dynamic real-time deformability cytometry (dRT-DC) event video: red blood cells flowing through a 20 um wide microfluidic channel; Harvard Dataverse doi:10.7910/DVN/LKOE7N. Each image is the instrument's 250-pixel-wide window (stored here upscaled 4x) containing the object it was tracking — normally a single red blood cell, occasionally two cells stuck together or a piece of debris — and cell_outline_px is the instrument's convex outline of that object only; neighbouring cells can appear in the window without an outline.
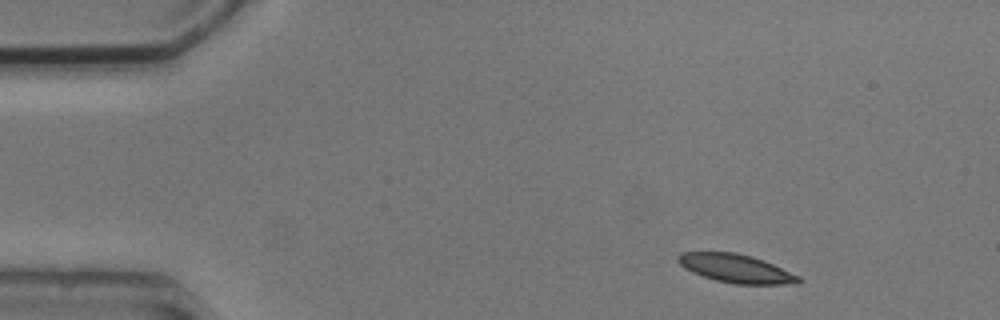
{"species": "common noctule bat (a hibernating species)", "species_latin": "Nyctalus noctula", "temperature_condition": "cold", "stored_images_in_passage": 3, "camera_frame_rate_fps": 3000, "um_per_image_px": 0.085, "animal": {"sex": "male", "body_mass_g": 20.5, "forearm_length_mm": 52.5}, "frame": {"image": 1, "passage_image": 1, "time_ms": 0.0, "image_size_px": [1000, 320], "cell_outline_px": [[804, 280], [800, 284], [736, 284], [716, 280], [692, 272], [684, 268], [676, 260], [676, 256], [680, 252], [736, 252], [752, 256], [764, 260], [800, 276]], "centroid_in_image_um": [62.58, 22.82], "position_along_channel_um": 22.4, "area_um2": 20.17}}